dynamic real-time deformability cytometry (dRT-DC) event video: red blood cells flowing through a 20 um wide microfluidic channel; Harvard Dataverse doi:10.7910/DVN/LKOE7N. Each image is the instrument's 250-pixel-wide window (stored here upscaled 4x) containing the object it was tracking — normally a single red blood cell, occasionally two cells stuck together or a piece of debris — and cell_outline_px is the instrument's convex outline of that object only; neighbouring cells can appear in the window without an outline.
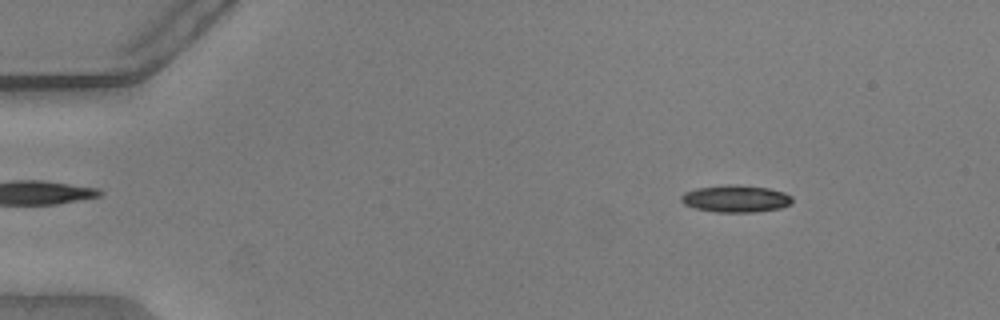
{"species": "common noctule bat (a hibernating species)", "species_latin": "Nyctalus noctula", "temperature_condition": "warm", "stored_images_in_passage": 53, "camera_frame_rate_fps": 3000, "um_per_image_px": 0.085, "animal": {"sex": "male", "body_mass_g": 20.5, "forearm_length_mm": 52.5}, "frame": {"image": 1, "passage_image": 7, "time_ms": 2.0, "image_size_px": [1000, 320], "cell_outline_px": [[792, 204], [780, 208], [752, 212], [716, 212], [696, 208], [684, 204], [680, 200], [680, 196], [684, 192], [696, 188], [728, 184], [732, 184], [768, 188], [784, 192], [792, 196]], "centroid_in_image_um": [62.53, 16.88], "position_along_channel_um": 22.5, "area_um2": 17.57}}
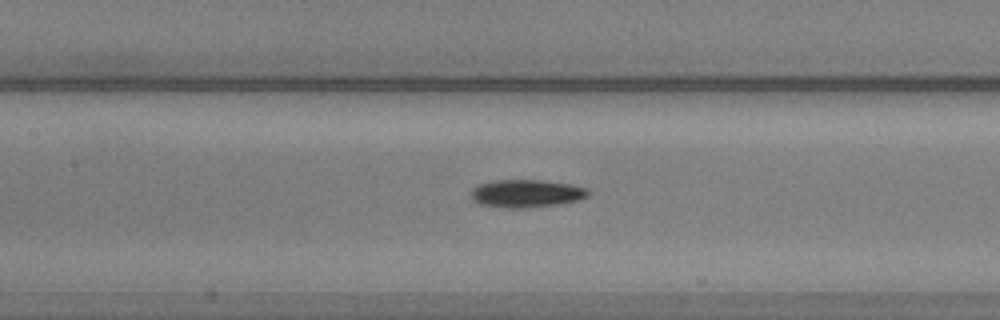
{"frame": {"image": 2, "passage_image": 25, "time_ms": 8.0, "image_size_px": [1000, 320], "cell_outline_px": [[588, 196], [580, 200], [560, 204], [520, 208], [504, 208], [476, 204], [472, 200], [472, 188], [480, 184], [496, 180], [540, 180], [572, 184], [588, 188]], "centroid_in_image_um": [44.74, 16.45], "position_along_channel_um": 162.7, "area_um2": 19.13}}
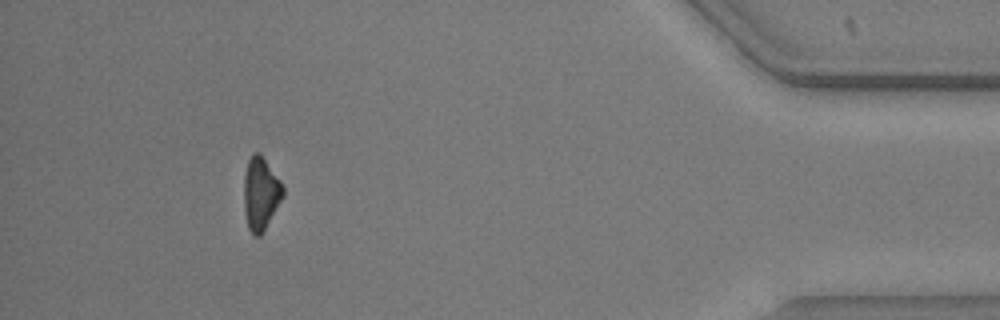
{"frame": {"image": 3, "passage_image": 49, "time_ms": 16.0, "image_size_px": [1000, 320], "cell_outline_px": [[284, 196], [260, 236], [252, 236], [248, 228], [244, 212], [244, 176], [248, 160], [252, 152], [260, 152], [280, 180], [284, 188]], "centroid_in_image_um": [22.15, 16.44], "position_along_channel_um": 413.0, "area_um2": 16.7}, "authors_computed_cell_mechanics": {"area_um2": 17.6868, "velocity_mm_per_s": 3.8177, "shape_relaxation_time_tau1_ms": 3.8497, "shape_relaxation_time_tau2_ms": null, "deformation_change_tau1": 0.1408, "deformation_change_tau2": null}}